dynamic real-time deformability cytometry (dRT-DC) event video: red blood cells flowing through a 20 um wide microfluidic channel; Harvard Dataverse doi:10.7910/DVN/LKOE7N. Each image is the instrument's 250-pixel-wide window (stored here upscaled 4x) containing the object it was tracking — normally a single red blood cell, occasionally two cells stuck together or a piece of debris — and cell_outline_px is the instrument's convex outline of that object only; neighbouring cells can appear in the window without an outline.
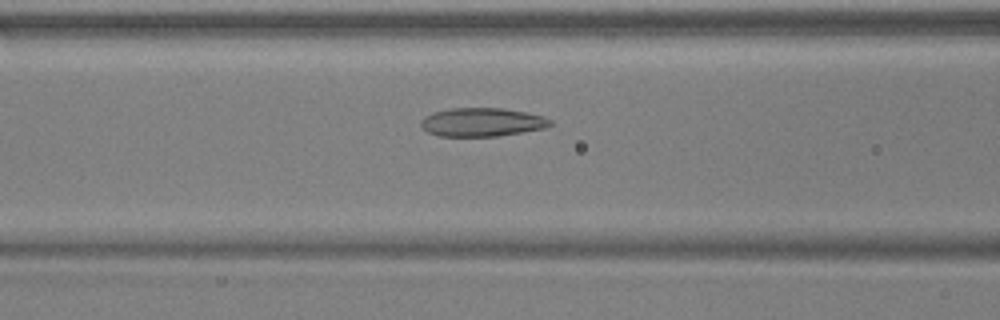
{"species": "common noctule bat (a hibernating species)", "species_latin": "Nyctalus noctula", "temperature_condition": "warm", "stored_images_in_passage": 42, "camera_frame_rate_fps": 3000, "um_per_image_px": 0.085, "animal": {"sex": "male", "body_mass_g": 17.9, "forearm_length_mm": 54.2}, "frame": {"image": 1, "passage_image": 10, "time_ms": 3.0, "image_size_px": [1000, 320], "cell_outline_px": [[552, 124], [544, 128], [496, 136], [440, 136], [428, 132], [420, 124], [420, 120], [424, 116], [432, 112], [448, 108], [500, 108], [524, 112], [544, 116], [552, 120]], "centroid_in_image_um": [40.93, 10.37], "position_along_channel_um": 125.7, "area_um2": 21.44}}
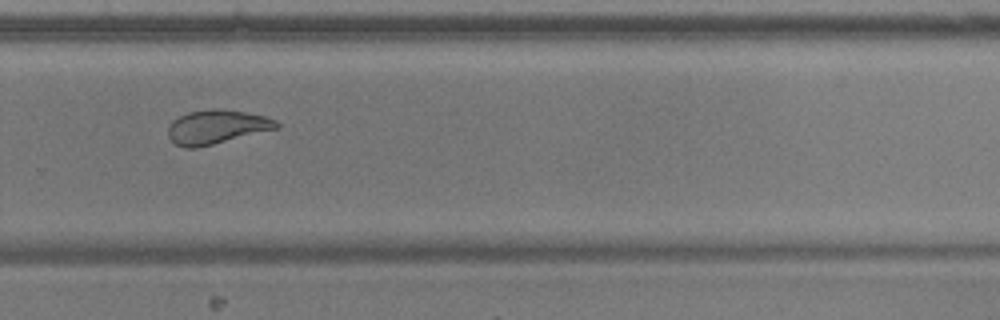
{"frame": {"image": 2, "passage_image": 25, "time_ms": 8.0, "image_size_px": [1000, 320], "cell_outline_px": [[280, 128], [196, 148], [184, 148], [176, 144], [168, 136], [168, 128], [172, 120], [188, 112], [212, 108], [216, 108], [244, 112], [264, 116], [276, 120], [280, 124]], "centroid_in_image_um": [18.42, 10.79], "position_along_channel_um": 311.4, "area_um2": 21.44}}
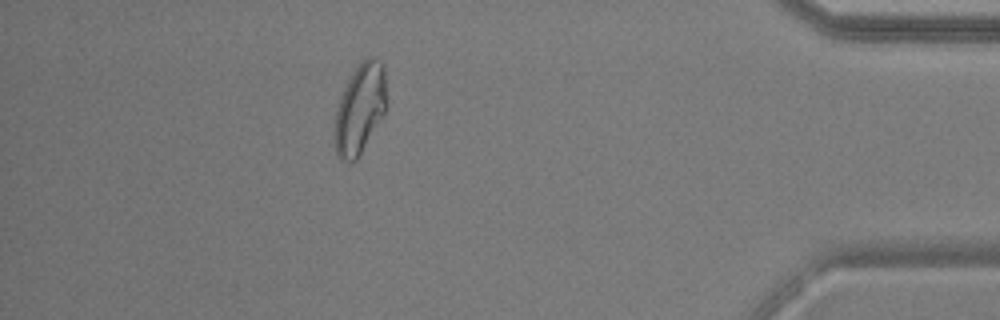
{"frame": {"image": 3, "passage_image": 36, "time_ms": 11.667, "image_size_px": [1000, 320], "cell_outline_px": [[388, 108], [356, 160], [340, 160], [336, 152], [336, 112], [344, 88], [352, 72], [368, 56], [376, 56], [384, 64], [388, 104]], "centroid_in_image_um": [30.67, 9.18], "position_along_channel_um": 404.5, "area_um2": 27.05}, "authors_computed_cell_mechanics": {"area_um2": 22.2819, "velocity_mm_per_s": 3.7267, "shape_relaxation_time_tau1_ms": 6.7436, "shape_relaxation_time_tau2_ms": 2.18, "deformation_change_tau1": 0.1861, "deformation_change_tau2": 0.0742}}